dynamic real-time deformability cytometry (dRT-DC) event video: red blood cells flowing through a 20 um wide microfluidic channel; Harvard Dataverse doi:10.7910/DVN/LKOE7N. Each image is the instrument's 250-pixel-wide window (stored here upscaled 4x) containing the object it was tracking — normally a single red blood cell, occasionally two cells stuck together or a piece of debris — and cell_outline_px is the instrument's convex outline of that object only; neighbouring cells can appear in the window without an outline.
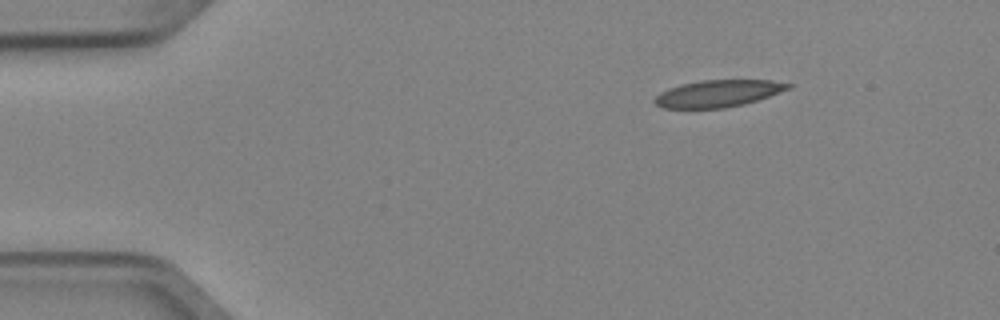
{"species": "Egyptian fruit bat (a non-hibernating species)", "species_latin": "Rousettus aegyptiacus", "temperature_condition": "cold", "stored_images_in_passage": 3, "camera_frame_rate_fps": 3000, "um_per_image_px": 0.085, "animal": {"sex": "female"}, "frame": {"image": 1, "passage_image": 1, "time_ms": 0.0, "image_size_px": [1000, 320], "cell_outline_px": [[792, 88], [744, 104], [724, 108], [664, 108], [656, 104], [652, 100], [660, 92], [668, 88], [680, 84], [700, 80], [772, 80], [792, 84]], "centroid_in_image_um": [61.02, 7.94], "position_along_channel_um": 24.0, "area_um2": 20.98}}